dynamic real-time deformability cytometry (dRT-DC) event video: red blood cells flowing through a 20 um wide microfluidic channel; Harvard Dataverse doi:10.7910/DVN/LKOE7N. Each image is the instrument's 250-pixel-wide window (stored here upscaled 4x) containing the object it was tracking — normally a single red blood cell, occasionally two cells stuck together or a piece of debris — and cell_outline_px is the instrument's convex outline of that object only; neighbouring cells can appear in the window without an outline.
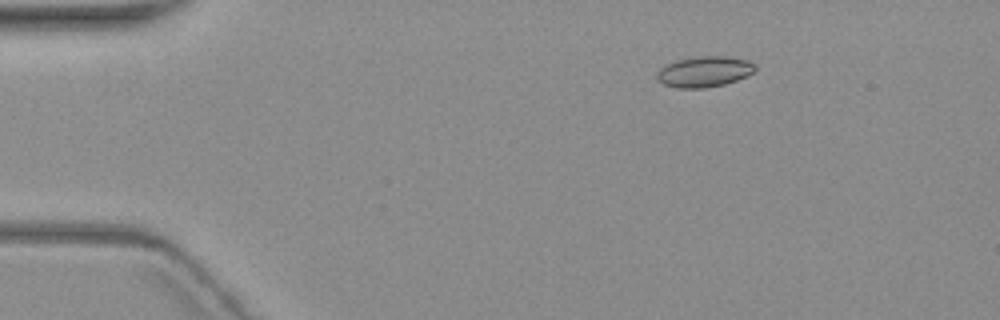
{"species": "common noctule bat (a hibernating species)", "species_latin": "Nyctalus noctula", "temperature_condition": "warm", "stored_images_in_passage": 5, "camera_frame_rate_fps": 3000, "um_per_image_px": 0.085, "animal": {"sex": "female", "body_mass_g": 19.3, "forearm_length_mm": 54.1}, "frame": {"image": 1, "passage_image": 3, "time_ms": 2.667, "image_size_px": [1000, 320], "cell_outline_px": [[756, 68], [752, 72], [736, 80], [724, 84], [704, 88], [676, 88], [664, 84], [656, 80], [656, 72], [660, 68], [676, 60], [700, 56], [724, 56], [748, 60], [756, 64]], "centroid_in_image_um": [59.83, 6.09], "position_along_channel_um": 25.2, "area_um2": 17.51}}
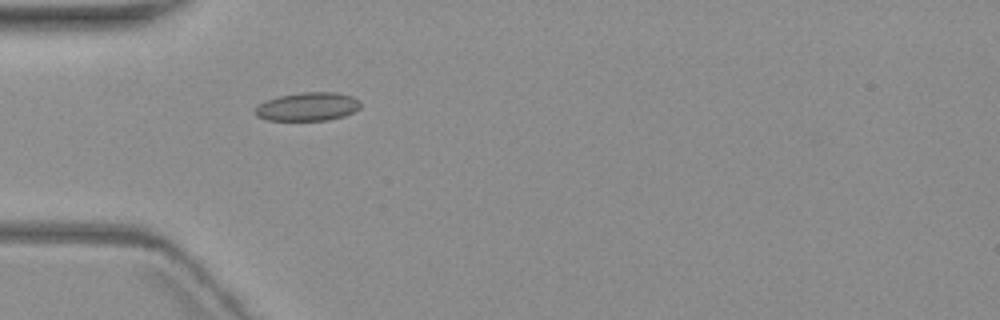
{"frame": {"image": 2, "passage_image": 5, "time_ms": 5.667, "image_size_px": [1000, 320], "cell_outline_px": [[360, 108], [344, 116], [328, 120], [268, 120], [256, 116], [252, 112], [260, 104], [268, 100], [280, 96], [300, 92], [336, 92], [352, 96], [360, 100]], "centroid_in_image_um": [26.17, 9.06], "position_along_channel_um": 58.8, "area_um2": 17.46}}